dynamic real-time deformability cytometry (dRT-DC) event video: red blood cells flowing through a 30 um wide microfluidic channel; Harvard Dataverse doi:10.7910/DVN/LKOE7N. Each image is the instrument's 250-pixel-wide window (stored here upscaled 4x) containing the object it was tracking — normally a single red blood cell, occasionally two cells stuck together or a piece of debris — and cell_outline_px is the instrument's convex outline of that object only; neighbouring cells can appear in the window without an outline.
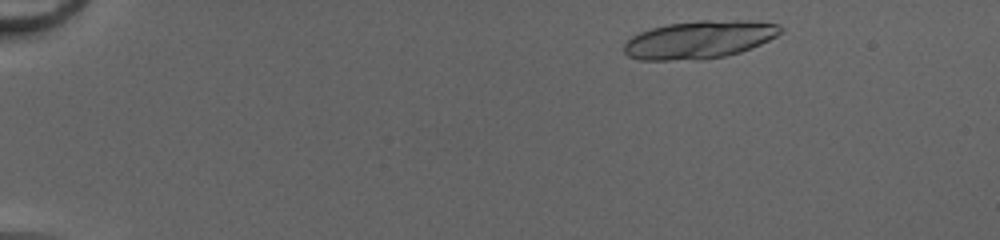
{"species": "common noctule bat (a hibernating species)", "species_latin": "Nyctalus noctula", "temperature_condition": "cold", "stored_images_in_passage": 16, "camera_frame_rate_fps": 3000, "um_per_image_px": 0.085, "animal": {"sex": "female", "body_mass_g": 20.0, "forearm_length_mm": 54.0}, "frame": {"image": 1, "passage_image": 3, "time_ms": 0.667, "image_size_px": [1000, 240], "cell_outline_px": [[784, 28], [776, 36], [752, 48], [740, 52], [724, 56], [704, 60], [640, 60], [628, 56], [624, 52], [624, 44], [632, 36], [640, 32], [652, 28], [668, 24], [700, 20], [748, 20], [780, 24]], "centroid_in_image_um": [59.46, 3.37], "position_along_channel_um": 25.5, "area_um2": 34.68}}